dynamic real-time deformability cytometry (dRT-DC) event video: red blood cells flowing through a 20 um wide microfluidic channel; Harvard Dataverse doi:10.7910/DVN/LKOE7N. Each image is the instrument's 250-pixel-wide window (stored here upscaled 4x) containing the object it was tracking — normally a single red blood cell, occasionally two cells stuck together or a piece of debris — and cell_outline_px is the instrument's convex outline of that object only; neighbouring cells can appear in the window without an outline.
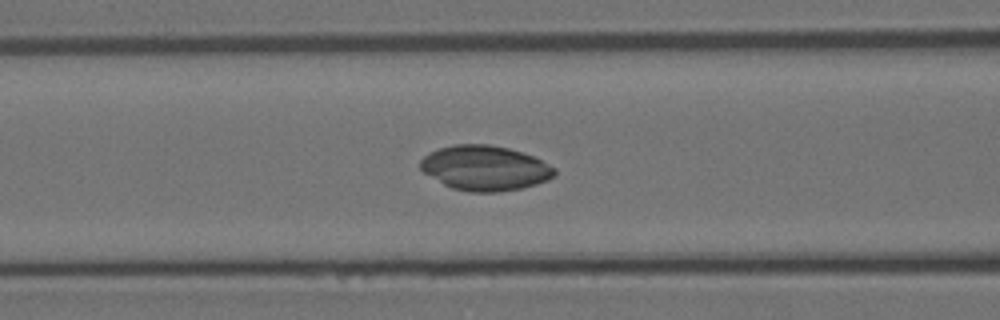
{"species": "Egyptian fruit bat (a non-hibernating species)", "species_latin": "Rousettus aegyptiacus", "temperature_condition": "room temperature", "stored_images_in_passage": 49, "camera_frame_rate_fps": 3000, "um_per_image_px": 0.085, "animal": {"sex": "female"}, "frame": {"image": 1, "passage_image": 14, "time_ms": 4.333, "image_size_px": [1000, 320], "cell_outline_px": [[556, 176], [548, 180], [536, 184], [520, 188], [496, 192], [468, 192], [452, 188], [444, 184], [424, 172], [420, 168], [420, 160], [428, 152], [452, 144], [488, 144], [508, 148], [532, 156], [556, 168]], "centroid_in_image_um": [41.21, 14.28], "position_along_channel_um": 125.4, "area_um2": 35.03}}
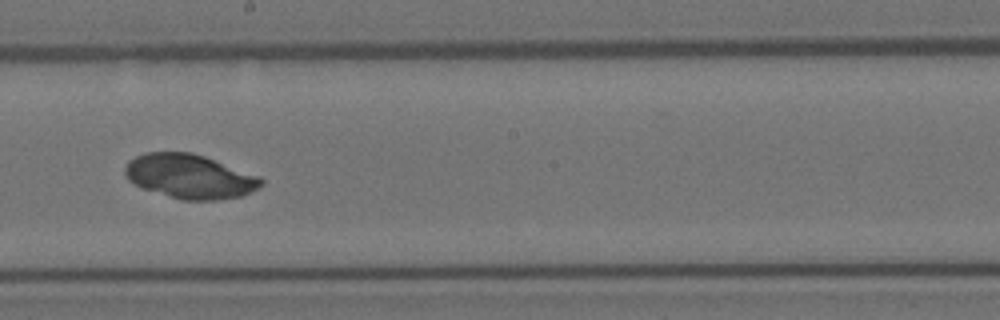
{"frame": {"image": 2, "passage_image": 23, "time_ms": 7.333, "image_size_px": [1000, 320], "cell_outline_px": [[264, 184], [260, 188], [240, 196], [220, 200], [180, 200], [140, 188], [128, 180], [124, 172], [124, 168], [128, 160], [144, 152], [192, 152], [204, 156], [260, 176], [264, 180]], "centroid_in_image_um": [16.11, 15.0], "position_along_channel_um": 232.1, "area_um2": 35.49}}
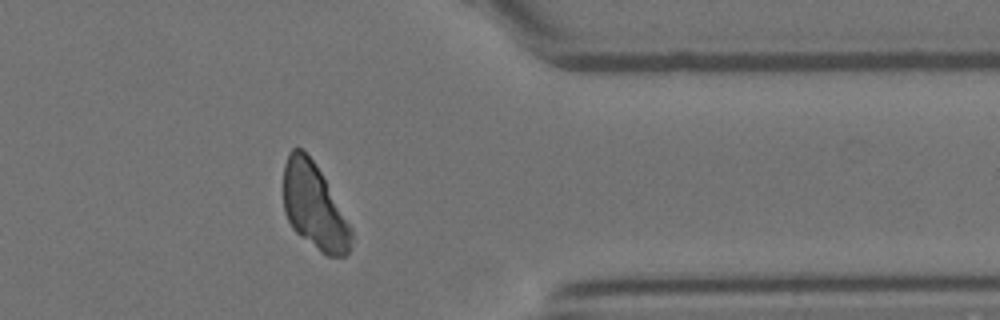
{"frame": {"image": 3, "passage_image": 37, "time_ms": 12.0, "image_size_px": [1000, 320], "cell_outline_px": [[352, 248], [344, 256], [328, 256], [320, 252], [300, 236], [292, 228], [284, 212], [284, 164], [288, 152], [292, 148], [300, 148], [312, 160], [320, 172], [352, 228]], "centroid_in_image_um": [26.7, 17.58], "position_along_channel_um": 384.7, "area_um2": 33.58}}